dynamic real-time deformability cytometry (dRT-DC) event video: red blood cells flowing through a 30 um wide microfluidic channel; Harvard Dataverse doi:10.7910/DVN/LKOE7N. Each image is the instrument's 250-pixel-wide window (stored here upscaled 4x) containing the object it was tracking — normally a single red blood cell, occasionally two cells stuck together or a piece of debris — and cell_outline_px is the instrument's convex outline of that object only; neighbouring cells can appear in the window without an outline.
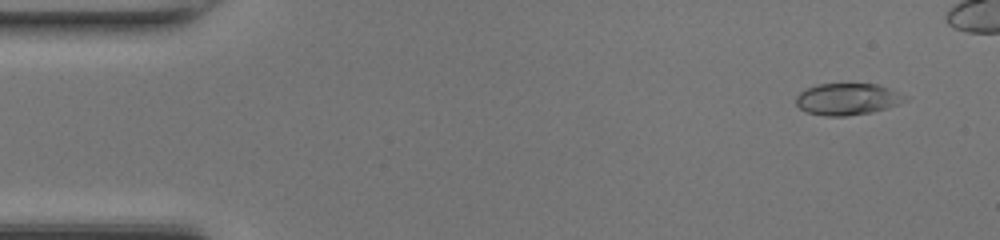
{"species": "common noctule bat (a hibernating species)", "species_latin": "Nyctalus noctula", "temperature_condition": "room temperature", "stored_images_in_passage": 40, "camera_frame_rate_fps": 3000, "um_per_image_px": 0.085, "animal": {"sex": "female", "body_mass_g": 17.0, "forearm_length_mm": 48.0}, "frame": {"image": 1, "passage_image": 1, "time_ms": 0.0, "image_size_px": [1000, 240], "cell_outline_px": [[908, 100], [900, 104], [872, 112], [844, 116], [824, 116], [804, 112], [796, 104], [796, 96], [800, 92], [816, 84], [876, 84], [888, 88], [908, 96]], "centroid_in_image_um": [72.03, 8.43], "position_along_channel_um": 13.0, "area_um2": 20.23}}
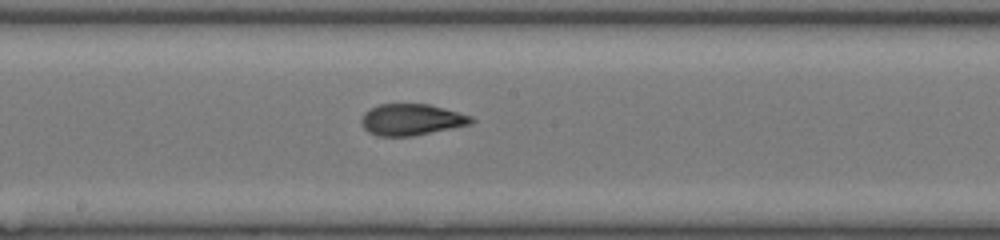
{"frame": {"image": 2, "passage_image": 23, "time_ms": 7.333, "image_size_px": [1000, 240], "cell_outline_px": [[476, 120], [472, 124], [412, 136], [376, 136], [368, 132], [360, 124], [360, 120], [364, 112], [380, 104], [428, 104], [472, 116]], "centroid_in_image_um": [34.95, 10.18], "position_along_channel_um": 213.2, "area_um2": 20.11}}
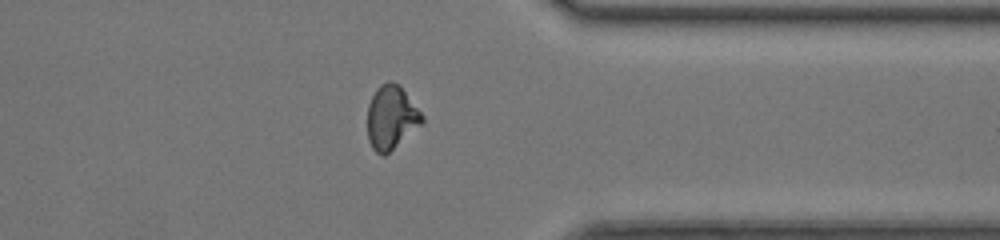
{"frame": {"image": 3, "passage_image": 35, "time_ms": 11.333, "image_size_px": [1000, 240], "cell_outline_px": [[424, 124], [384, 156], [376, 152], [372, 148], [368, 140], [368, 104], [376, 88], [380, 84], [388, 80], [392, 80], [400, 84], [424, 116]], "centroid_in_image_um": [33.28, 9.96], "position_along_channel_um": 378.1, "area_um2": 20.69}, "authors_computed_cell_mechanics": {"area_um2": 20.2589, "velocity_mm_per_s": 4.339, "shape_relaxation_time_tau1_ms": 7.6568, "shape_relaxation_time_tau2_ms": 0.9708, "deformation_change_tau1": 0.2451, "deformation_change_tau2": 0.0654}}